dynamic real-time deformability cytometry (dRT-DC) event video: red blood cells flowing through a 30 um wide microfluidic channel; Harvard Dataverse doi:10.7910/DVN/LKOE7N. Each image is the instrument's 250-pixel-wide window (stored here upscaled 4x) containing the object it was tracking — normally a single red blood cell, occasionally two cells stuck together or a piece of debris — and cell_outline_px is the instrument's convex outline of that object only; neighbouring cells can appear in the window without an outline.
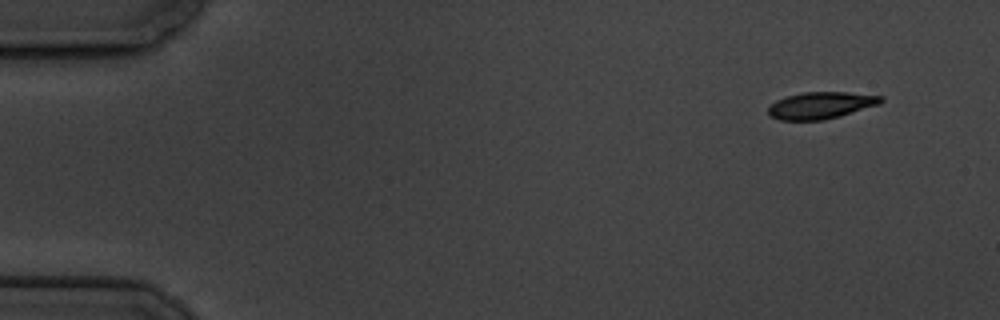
{"species": "common noctule bat (a hibernating species)", "species_latin": "Nyctalus noctula", "temperature_condition": "cold", "stored_images_in_passage": 6, "camera_frame_rate_fps": 3000, "um_per_image_px": 0.085, "animal": {"sex": "male", "body_mass_g": 19.5, "forearm_length_mm": 54.6}, "frame": {"image": 1, "passage_image": 1, "time_ms": 0.0, "image_size_px": [1000, 320], "cell_outline_px": [[884, 100], [880, 104], [840, 116], [824, 120], [780, 120], [768, 116], [768, 108], [776, 100], [784, 96], [804, 92], [848, 92], [884, 96]], "centroid_in_image_um": [69.77, 8.95], "position_along_channel_um": 15.2, "area_um2": 17.8}}